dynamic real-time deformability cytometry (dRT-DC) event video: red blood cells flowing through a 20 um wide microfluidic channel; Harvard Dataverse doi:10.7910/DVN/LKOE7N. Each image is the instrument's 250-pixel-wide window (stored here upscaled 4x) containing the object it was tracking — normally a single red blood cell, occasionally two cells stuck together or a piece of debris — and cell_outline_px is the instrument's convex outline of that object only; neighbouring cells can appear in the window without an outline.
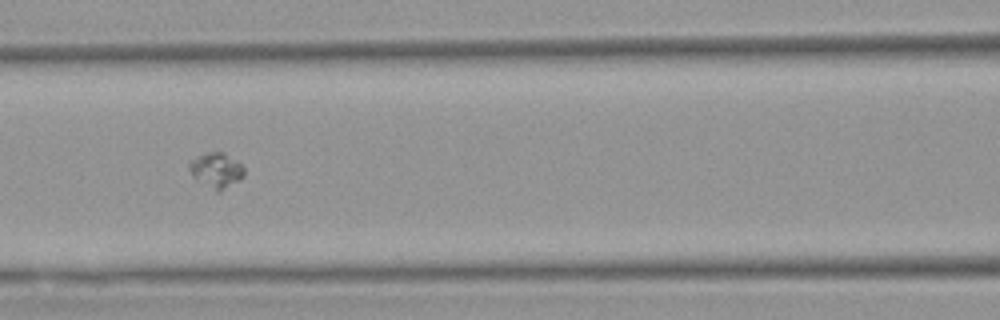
{"species": "Egyptian fruit bat (a non-hibernating species)", "species_latin": "Rousettus aegyptiacus", "temperature_condition": "warm", "stored_images_in_passage": 8, "segment_of_instrument_passage": [1, 2], "camera_frame_rate_fps": 3000, "um_per_image_px": 0.085, "animal": {"sex": "female"}, "frame": {"image": 1, "passage_image": 6, "time_ms": 6.0, "image_size_px": [1000, 320], "cell_outline_px": [[244, 176], [240, 180], [220, 192], [216, 192], [192, 176], [188, 168], [188, 164], [196, 156], [208, 152], [224, 152], [240, 164], [244, 168]], "centroid_in_image_um": [18.38, 14.48], "position_along_channel_um": 148.2, "area_um2": 11.21}}